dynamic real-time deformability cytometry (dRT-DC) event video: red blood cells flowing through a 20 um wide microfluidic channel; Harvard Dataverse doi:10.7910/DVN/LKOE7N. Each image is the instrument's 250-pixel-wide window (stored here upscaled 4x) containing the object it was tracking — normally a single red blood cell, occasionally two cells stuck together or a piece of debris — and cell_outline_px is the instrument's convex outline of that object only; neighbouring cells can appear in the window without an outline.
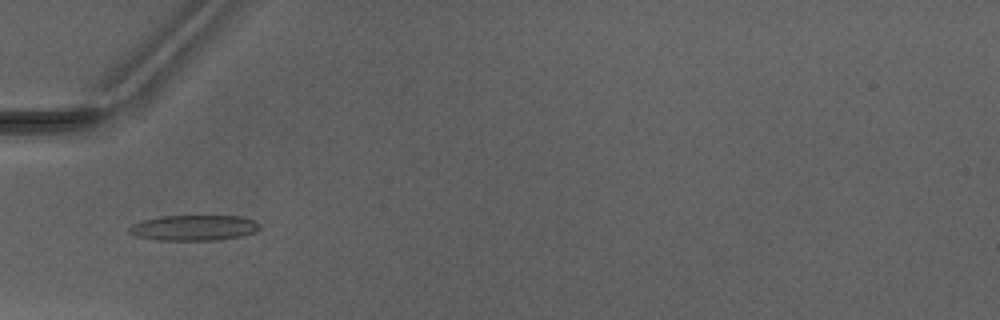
{"species": "Egyptian fruit bat (a non-hibernating species)", "species_latin": "Rousettus aegyptiacus", "temperature_condition": "warm", "stored_images_in_passage": 4, "camera_frame_rate_fps": 3000, "um_per_image_px": 0.085, "animal": {"sex": "male"}, "frame": {"image": 1, "passage_image": 4, "time_ms": 4.333, "image_size_px": [1000, 320], "cell_outline_px": [[260, 228], [256, 232], [244, 236], [216, 240], [156, 240], [136, 236], [128, 232], [128, 228], [132, 224], [144, 220], [160, 216], [240, 216], [252, 220], [260, 224]], "centroid_in_image_um": [16.49, 19.37], "position_along_channel_um": 68.5, "area_um2": 19.48}}